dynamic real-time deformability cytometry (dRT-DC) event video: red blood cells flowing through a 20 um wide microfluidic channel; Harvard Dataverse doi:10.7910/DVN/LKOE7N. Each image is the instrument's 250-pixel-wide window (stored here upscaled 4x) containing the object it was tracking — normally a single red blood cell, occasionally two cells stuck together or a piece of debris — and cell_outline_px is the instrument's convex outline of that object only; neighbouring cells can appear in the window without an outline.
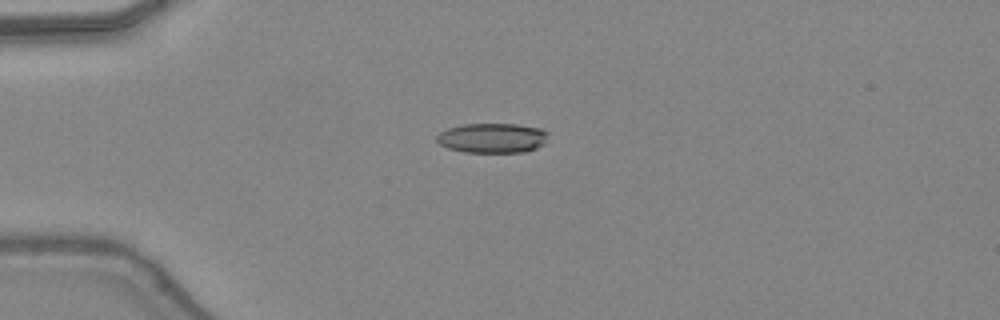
{"species": "common noctule bat (a hibernating species)", "species_latin": "Nyctalus noctula", "temperature_condition": "warm", "stored_images_in_passage": 36, "camera_frame_rate_fps": 3000, "um_per_image_px": 0.085, "animal": {"sex": "female", "body_mass_g": 24.6, "forearm_length_mm": 56.2}, "frame": {"image": 1, "passage_image": 2, "time_ms": 0.333, "image_size_px": [1000, 320], "cell_outline_px": [[548, 132], [544, 144], [536, 148], [524, 152], [464, 152], [448, 148], [440, 144], [436, 140], [436, 136], [440, 132], [448, 128], [464, 124], [516, 124], [540, 128]], "centroid_in_image_um": [41.84, 11.73], "position_along_channel_um": 43.2, "area_um2": 19.31}}
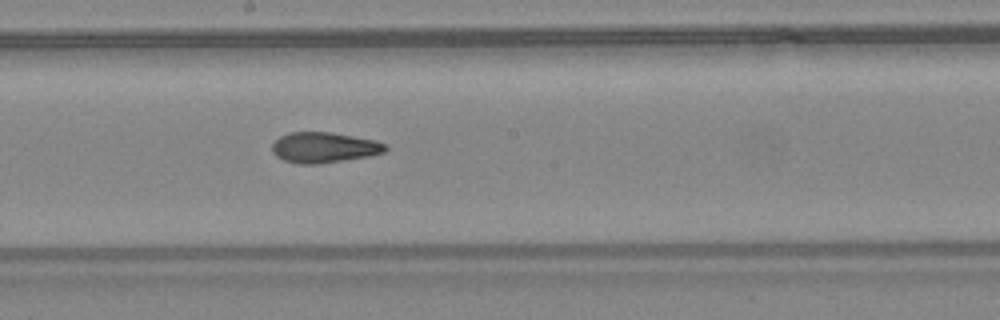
{"frame": {"image": 2, "passage_image": 16, "time_ms": 5.0, "image_size_px": [1000, 320], "cell_outline_px": [[388, 148], [384, 152], [368, 156], [320, 164], [300, 164], [284, 160], [276, 156], [272, 152], [272, 144], [280, 136], [292, 132], [332, 132], [376, 140], [388, 144]], "centroid_in_image_um": [27.56, 12.53], "position_along_channel_um": 220.6, "area_um2": 20.23}}
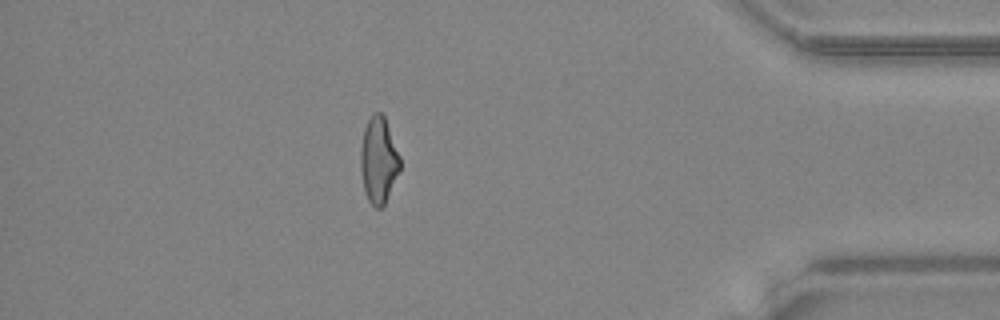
{"frame": {"image": 3, "passage_image": 31, "time_ms": 10.0, "image_size_px": [1000, 320], "cell_outline_px": [[400, 168], [384, 204], [380, 208], [376, 208], [368, 200], [364, 192], [360, 168], [360, 152], [364, 128], [372, 112], [380, 112], [384, 116], [400, 156]], "centroid_in_image_um": [32.16, 13.6], "position_along_channel_um": 403.0, "area_um2": 19.65}, "authors_computed_cell_mechanics": {"area_um2": 20.23, "velocity_mm_per_s": 4.4491, "shape_relaxation_time_tau1_ms": null, "shape_relaxation_time_tau2_ms": 2.5375, "deformation_change_tau1": null, "deformation_change_tau2": 0.1021}}